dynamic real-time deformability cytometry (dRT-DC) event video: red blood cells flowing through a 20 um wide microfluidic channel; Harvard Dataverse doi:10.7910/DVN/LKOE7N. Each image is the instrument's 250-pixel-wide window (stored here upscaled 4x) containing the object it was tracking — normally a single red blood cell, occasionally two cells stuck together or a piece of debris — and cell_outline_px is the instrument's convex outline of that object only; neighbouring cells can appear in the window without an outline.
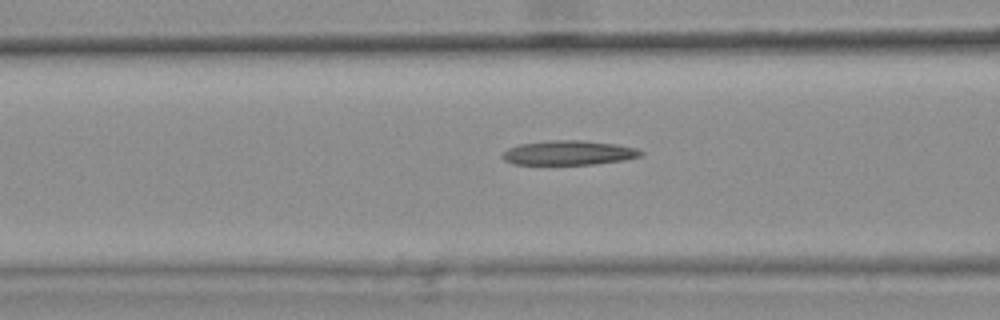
{"species": "common noctule bat (a hibernating species)", "species_latin": "Nyctalus noctula", "temperature_condition": "warm", "stored_images_in_passage": 48, "camera_frame_rate_fps": 3000, "um_per_image_px": 0.085, "animal": {"sex": "female", "body_mass_g": 25.1}, "frame": {"image": 1, "passage_image": 21, "time_ms": 6.667, "image_size_px": [1000, 320], "cell_outline_px": [[644, 152], [640, 156], [624, 160], [596, 164], [512, 164], [504, 160], [500, 156], [508, 148], [520, 144], [548, 140], [584, 140], [616, 144], [636, 148]], "centroid_in_image_um": [48.33, 12.98], "position_along_channel_um": 118.3, "area_um2": 19.77}}